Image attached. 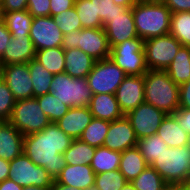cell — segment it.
<instances>
[{
	"mask_svg": "<svg viewBox=\"0 0 190 190\" xmlns=\"http://www.w3.org/2000/svg\"><path fill=\"white\" fill-rule=\"evenodd\" d=\"M72 141L55 123H50L44 130L24 136L23 153L55 179L67 165L63 153Z\"/></svg>",
	"mask_w": 190,
	"mask_h": 190,
	"instance_id": "1",
	"label": "cell"
},
{
	"mask_svg": "<svg viewBox=\"0 0 190 190\" xmlns=\"http://www.w3.org/2000/svg\"><path fill=\"white\" fill-rule=\"evenodd\" d=\"M132 13L138 37L144 41L169 34L172 13L161 0H139Z\"/></svg>",
	"mask_w": 190,
	"mask_h": 190,
	"instance_id": "2",
	"label": "cell"
},
{
	"mask_svg": "<svg viewBox=\"0 0 190 190\" xmlns=\"http://www.w3.org/2000/svg\"><path fill=\"white\" fill-rule=\"evenodd\" d=\"M145 103L151 104L166 114L179 108V85L162 70H148L144 83Z\"/></svg>",
	"mask_w": 190,
	"mask_h": 190,
	"instance_id": "3",
	"label": "cell"
},
{
	"mask_svg": "<svg viewBox=\"0 0 190 190\" xmlns=\"http://www.w3.org/2000/svg\"><path fill=\"white\" fill-rule=\"evenodd\" d=\"M150 166L168 185L178 186L190 177V145L168 147Z\"/></svg>",
	"mask_w": 190,
	"mask_h": 190,
	"instance_id": "4",
	"label": "cell"
},
{
	"mask_svg": "<svg viewBox=\"0 0 190 190\" xmlns=\"http://www.w3.org/2000/svg\"><path fill=\"white\" fill-rule=\"evenodd\" d=\"M61 47L64 50L79 48L95 60L109 58L111 50L103 27L71 31L63 36Z\"/></svg>",
	"mask_w": 190,
	"mask_h": 190,
	"instance_id": "5",
	"label": "cell"
},
{
	"mask_svg": "<svg viewBox=\"0 0 190 190\" xmlns=\"http://www.w3.org/2000/svg\"><path fill=\"white\" fill-rule=\"evenodd\" d=\"M50 92L70 108L88 107L93 95L87 78L71 77L65 72L53 75Z\"/></svg>",
	"mask_w": 190,
	"mask_h": 190,
	"instance_id": "6",
	"label": "cell"
},
{
	"mask_svg": "<svg viewBox=\"0 0 190 190\" xmlns=\"http://www.w3.org/2000/svg\"><path fill=\"white\" fill-rule=\"evenodd\" d=\"M109 57L126 75H144L148 71L142 38H132L115 45Z\"/></svg>",
	"mask_w": 190,
	"mask_h": 190,
	"instance_id": "7",
	"label": "cell"
},
{
	"mask_svg": "<svg viewBox=\"0 0 190 190\" xmlns=\"http://www.w3.org/2000/svg\"><path fill=\"white\" fill-rule=\"evenodd\" d=\"M9 122L24 136L42 131L51 123L36 98L16 100Z\"/></svg>",
	"mask_w": 190,
	"mask_h": 190,
	"instance_id": "8",
	"label": "cell"
},
{
	"mask_svg": "<svg viewBox=\"0 0 190 190\" xmlns=\"http://www.w3.org/2000/svg\"><path fill=\"white\" fill-rule=\"evenodd\" d=\"M8 178L22 187L37 186L47 189L52 187L54 181L44 167L34 164L25 153L10 161Z\"/></svg>",
	"mask_w": 190,
	"mask_h": 190,
	"instance_id": "9",
	"label": "cell"
},
{
	"mask_svg": "<svg viewBox=\"0 0 190 190\" xmlns=\"http://www.w3.org/2000/svg\"><path fill=\"white\" fill-rule=\"evenodd\" d=\"M127 75L111 58L97 60L87 75L92 94H115Z\"/></svg>",
	"mask_w": 190,
	"mask_h": 190,
	"instance_id": "10",
	"label": "cell"
},
{
	"mask_svg": "<svg viewBox=\"0 0 190 190\" xmlns=\"http://www.w3.org/2000/svg\"><path fill=\"white\" fill-rule=\"evenodd\" d=\"M181 46L171 34L145 40L144 51L148 70L165 71Z\"/></svg>",
	"mask_w": 190,
	"mask_h": 190,
	"instance_id": "11",
	"label": "cell"
},
{
	"mask_svg": "<svg viewBox=\"0 0 190 190\" xmlns=\"http://www.w3.org/2000/svg\"><path fill=\"white\" fill-rule=\"evenodd\" d=\"M167 114L155 106L142 103L126 114L137 139L155 135L162 120Z\"/></svg>",
	"mask_w": 190,
	"mask_h": 190,
	"instance_id": "12",
	"label": "cell"
},
{
	"mask_svg": "<svg viewBox=\"0 0 190 190\" xmlns=\"http://www.w3.org/2000/svg\"><path fill=\"white\" fill-rule=\"evenodd\" d=\"M30 38L36 51L60 47L64 34L52 16L33 17Z\"/></svg>",
	"mask_w": 190,
	"mask_h": 190,
	"instance_id": "13",
	"label": "cell"
},
{
	"mask_svg": "<svg viewBox=\"0 0 190 190\" xmlns=\"http://www.w3.org/2000/svg\"><path fill=\"white\" fill-rule=\"evenodd\" d=\"M2 79L16 100L33 98V85L28 63L4 65Z\"/></svg>",
	"mask_w": 190,
	"mask_h": 190,
	"instance_id": "14",
	"label": "cell"
},
{
	"mask_svg": "<svg viewBox=\"0 0 190 190\" xmlns=\"http://www.w3.org/2000/svg\"><path fill=\"white\" fill-rule=\"evenodd\" d=\"M144 75H127L118 86L115 96L121 112L126 115L145 102Z\"/></svg>",
	"mask_w": 190,
	"mask_h": 190,
	"instance_id": "15",
	"label": "cell"
},
{
	"mask_svg": "<svg viewBox=\"0 0 190 190\" xmlns=\"http://www.w3.org/2000/svg\"><path fill=\"white\" fill-rule=\"evenodd\" d=\"M138 139L126 115L110 122L103 146L114 151L124 152L137 146Z\"/></svg>",
	"mask_w": 190,
	"mask_h": 190,
	"instance_id": "16",
	"label": "cell"
},
{
	"mask_svg": "<svg viewBox=\"0 0 190 190\" xmlns=\"http://www.w3.org/2000/svg\"><path fill=\"white\" fill-rule=\"evenodd\" d=\"M110 48L115 45L138 37L133 19L132 8L109 18L103 25Z\"/></svg>",
	"mask_w": 190,
	"mask_h": 190,
	"instance_id": "17",
	"label": "cell"
},
{
	"mask_svg": "<svg viewBox=\"0 0 190 190\" xmlns=\"http://www.w3.org/2000/svg\"><path fill=\"white\" fill-rule=\"evenodd\" d=\"M92 119L89 107H71L55 124L72 139H79Z\"/></svg>",
	"mask_w": 190,
	"mask_h": 190,
	"instance_id": "18",
	"label": "cell"
},
{
	"mask_svg": "<svg viewBox=\"0 0 190 190\" xmlns=\"http://www.w3.org/2000/svg\"><path fill=\"white\" fill-rule=\"evenodd\" d=\"M96 174L90 165H69L67 164L58 176L55 182L86 190L95 184Z\"/></svg>",
	"mask_w": 190,
	"mask_h": 190,
	"instance_id": "19",
	"label": "cell"
},
{
	"mask_svg": "<svg viewBox=\"0 0 190 190\" xmlns=\"http://www.w3.org/2000/svg\"><path fill=\"white\" fill-rule=\"evenodd\" d=\"M1 58L3 65L28 63L35 59L36 50L30 36H12Z\"/></svg>",
	"mask_w": 190,
	"mask_h": 190,
	"instance_id": "20",
	"label": "cell"
},
{
	"mask_svg": "<svg viewBox=\"0 0 190 190\" xmlns=\"http://www.w3.org/2000/svg\"><path fill=\"white\" fill-rule=\"evenodd\" d=\"M24 150V135L9 121L0 127V158L8 162L21 155Z\"/></svg>",
	"mask_w": 190,
	"mask_h": 190,
	"instance_id": "21",
	"label": "cell"
},
{
	"mask_svg": "<svg viewBox=\"0 0 190 190\" xmlns=\"http://www.w3.org/2000/svg\"><path fill=\"white\" fill-rule=\"evenodd\" d=\"M93 118L114 121L121 118V112L115 94H93L88 106Z\"/></svg>",
	"mask_w": 190,
	"mask_h": 190,
	"instance_id": "22",
	"label": "cell"
},
{
	"mask_svg": "<svg viewBox=\"0 0 190 190\" xmlns=\"http://www.w3.org/2000/svg\"><path fill=\"white\" fill-rule=\"evenodd\" d=\"M65 54V73L71 77L87 78L95 60L79 48L64 50Z\"/></svg>",
	"mask_w": 190,
	"mask_h": 190,
	"instance_id": "23",
	"label": "cell"
},
{
	"mask_svg": "<svg viewBox=\"0 0 190 190\" xmlns=\"http://www.w3.org/2000/svg\"><path fill=\"white\" fill-rule=\"evenodd\" d=\"M156 134L171 148L190 145V135L183 131L173 114L164 117Z\"/></svg>",
	"mask_w": 190,
	"mask_h": 190,
	"instance_id": "24",
	"label": "cell"
},
{
	"mask_svg": "<svg viewBox=\"0 0 190 190\" xmlns=\"http://www.w3.org/2000/svg\"><path fill=\"white\" fill-rule=\"evenodd\" d=\"M148 164L137 147L125 150L121 154L119 171L127 182L133 181Z\"/></svg>",
	"mask_w": 190,
	"mask_h": 190,
	"instance_id": "25",
	"label": "cell"
},
{
	"mask_svg": "<svg viewBox=\"0 0 190 190\" xmlns=\"http://www.w3.org/2000/svg\"><path fill=\"white\" fill-rule=\"evenodd\" d=\"M165 71L179 86L188 81L190 79V47L181 46Z\"/></svg>",
	"mask_w": 190,
	"mask_h": 190,
	"instance_id": "26",
	"label": "cell"
},
{
	"mask_svg": "<svg viewBox=\"0 0 190 190\" xmlns=\"http://www.w3.org/2000/svg\"><path fill=\"white\" fill-rule=\"evenodd\" d=\"M122 152L111 150L107 147H97L90 166L95 174L119 170Z\"/></svg>",
	"mask_w": 190,
	"mask_h": 190,
	"instance_id": "27",
	"label": "cell"
},
{
	"mask_svg": "<svg viewBox=\"0 0 190 190\" xmlns=\"http://www.w3.org/2000/svg\"><path fill=\"white\" fill-rule=\"evenodd\" d=\"M5 25L11 36H29L33 16L26 10L2 12Z\"/></svg>",
	"mask_w": 190,
	"mask_h": 190,
	"instance_id": "28",
	"label": "cell"
},
{
	"mask_svg": "<svg viewBox=\"0 0 190 190\" xmlns=\"http://www.w3.org/2000/svg\"><path fill=\"white\" fill-rule=\"evenodd\" d=\"M28 67L33 85V98L49 93L53 74L35 59L28 62Z\"/></svg>",
	"mask_w": 190,
	"mask_h": 190,
	"instance_id": "29",
	"label": "cell"
},
{
	"mask_svg": "<svg viewBox=\"0 0 190 190\" xmlns=\"http://www.w3.org/2000/svg\"><path fill=\"white\" fill-rule=\"evenodd\" d=\"M35 60L53 75L65 72V54L61 46L36 51Z\"/></svg>",
	"mask_w": 190,
	"mask_h": 190,
	"instance_id": "30",
	"label": "cell"
},
{
	"mask_svg": "<svg viewBox=\"0 0 190 190\" xmlns=\"http://www.w3.org/2000/svg\"><path fill=\"white\" fill-rule=\"evenodd\" d=\"M96 147L82 142L80 139H73L70 147L63 153L66 164L69 165H90Z\"/></svg>",
	"mask_w": 190,
	"mask_h": 190,
	"instance_id": "31",
	"label": "cell"
},
{
	"mask_svg": "<svg viewBox=\"0 0 190 190\" xmlns=\"http://www.w3.org/2000/svg\"><path fill=\"white\" fill-rule=\"evenodd\" d=\"M182 46L190 47V12H176L171 15L170 32Z\"/></svg>",
	"mask_w": 190,
	"mask_h": 190,
	"instance_id": "32",
	"label": "cell"
},
{
	"mask_svg": "<svg viewBox=\"0 0 190 190\" xmlns=\"http://www.w3.org/2000/svg\"><path fill=\"white\" fill-rule=\"evenodd\" d=\"M136 147L145 158L146 163L151 165L169 146L159 135L155 134L139 139Z\"/></svg>",
	"mask_w": 190,
	"mask_h": 190,
	"instance_id": "33",
	"label": "cell"
},
{
	"mask_svg": "<svg viewBox=\"0 0 190 190\" xmlns=\"http://www.w3.org/2000/svg\"><path fill=\"white\" fill-rule=\"evenodd\" d=\"M109 126L110 121L93 118L79 139L96 148L103 146Z\"/></svg>",
	"mask_w": 190,
	"mask_h": 190,
	"instance_id": "34",
	"label": "cell"
},
{
	"mask_svg": "<svg viewBox=\"0 0 190 190\" xmlns=\"http://www.w3.org/2000/svg\"><path fill=\"white\" fill-rule=\"evenodd\" d=\"M36 99L51 123L57 122L70 109V107L62 103L58 97H55L52 92L38 96Z\"/></svg>",
	"mask_w": 190,
	"mask_h": 190,
	"instance_id": "35",
	"label": "cell"
},
{
	"mask_svg": "<svg viewBox=\"0 0 190 190\" xmlns=\"http://www.w3.org/2000/svg\"><path fill=\"white\" fill-rule=\"evenodd\" d=\"M136 190H165L168 184L161 175L148 165L133 181Z\"/></svg>",
	"mask_w": 190,
	"mask_h": 190,
	"instance_id": "36",
	"label": "cell"
},
{
	"mask_svg": "<svg viewBox=\"0 0 190 190\" xmlns=\"http://www.w3.org/2000/svg\"><path fill=\"white\" fill-rule=\"evenodd\" d=\"M82 28H100L103 23L99 16H96L94 5L90 0H75L74 5Z\"/></svg>",
	"mask_w": 190,
	"mask_h": 190,
	"instance_id": "37",
	"label": "cell"
},
{
	"mask_svg": "<svg viewBox=\"0 0 190 190\" xmlns=\"http://www.w3.org/2000/svg\"><path fill=\"white\" fill-rule=\"evenodd\" d=\"M127 180L119 170L97 174L94 186L98 190H120Z\"/></svg>",
	"mask_w": 190,
	"mask_h": 190,
	"instance_id": "38",
	"label": "cell"
},
{
	"mask_svg": "<svg viewBox=\"0 0 190 190\" xmlns=\"http://www.w3.org/2000/svg\"><path fill=\"white\" fill-rule=\"evenodd\" d=\"M53 18L64 35L71 31L83 29L75 7L54 15Z\"/></svg>",
	"mask_w": 190,
	"mask_h": 190,
	"instance_id": "39",
	"label": "cell"
},
{
	"mask_svg": "<svg viewBox=\"0 0 190 190\" xmlns=\"http://www.w3.org/2000/svg\"><path fill=\"white\" fill-rule=\"evenodd\" d=\"M96 12V16H99L103 25L108 21L109 18L125 12L129 8L125 6L116 5L113 0H90Z\"/></svg>",
	"mask_w": 190,
	"mask_h": 190,
	"instance_id": "40",
	"label": "cell"
},
{
	"mask_svg": "<svg viewBox=\"0 0 190 190\" xmlns=\"http://www.w3.org/2000/svg\"><path fill=\"white\" fill-rule=\"evenodd\" d=\"M16 99L14 98L8 85L0 80V118L9 121L13 112Z\"/></svg>",
	"mask_w": 190,
	"mask_h": 190,
	"instance_id": "41",
	"label": "cell"
},
{
	"mask_svg": "<svg viewBox=\"0 0 190 190\" xmlns=\"http://www.w3.org/2000/svg\"><path fill=\"white\" fill-rule=\"evenodd\" d=\"M27 11L33 17L50 16V0H28Z\"/></svg>",
	"mask_w": 190,
	"mask_h": 190,
	"instance_id": "42",
	"label": "cell"
},
{
	"mask_svg": "<svg viewBox=\"0 0 190 190\" xmlns=\"http://www.w3.org/2000/svg\"><path fill=\"white\" fill-rule=\"evenodd\" d=\"M173 115L183 131L190 135V109L178 108Z\"/></svg>",
	"mask_w": 190,
	"mask_h": 190,
	"instance_id": "43",
	"label": "cell"
},
{
	"mask_svg": "<svg viewBox=\"0 0 190 190\" xmlns=\"http://www.w3.org/2000/svg\"><path fill=\"white\" fill-rule=\"evenodd\" d=\"M75 5V0H50V16L60 14Z\"/></svg>",
	"mask_w": 190,
	"mask_h": 190,
	"instance_id": "44",
	"label": "cell"
},
{
	"mask_svg": "<svg viewBox=\"0 0 190 190\" xmlns=\"http://www.w3.org/2000/svg\"><path fill=\"white\" fill-rule=\"evenodd\" d=\"M28 0H2V12L23 11L27 9Z\"/></svg>",
	"mask_w": 190,
	"mask_h": 190,
	"instance_id": "45",
	"label": "cell"
},
{
	"mask_svg": "<svg viewBox=\"0 0 190 190\" xmlns=\"http://www.w3.org/2000/svg\"><path fill=\"white\" fill-rule=\"evenodd\" d=\"M171 13L190 12V0H161Z\"/></svg>",
	"mask_w": 190,
	"mask_h": 190,
	"instance_id": "46",
	"label": "cell"
},
{
	"mask_svg": "<svg viewBox=\"0 0 190 190\" xmlns=\"http://www.w3.org/2000/svg\"><path fill=\"white\" fill-rule=\"evenodd\" d=\"M179 108L190 109V79L179 86Z\"/></svg>",
	"mask_w": 190,
	"mask_h": 190,
	"instance_id": "47",
	"label": "cell"
},
{
	"mask_svg": "<svg viewBox=\"0 0 190 190\" xmlns=\"http://www.w3.org/2000/svg\"><path fill=\"white\" fill-rule=\"evenodd\" d=\"M11 33L9 32L7 26L5 25L4 21H0V59L2 58L5 50L6 44L11 40Z\"/></svg>",
	"mask_w": 190,
	"mask_h": 190,
	"instance_id": "48",
	"label": "cell"
},
{
	"mask_svg": "<svg viewBox=\"0 0 190 190\" xmlns=\"http://www.w3.org/2000/svg\"><path fill=\"white\" fill-rule=\"evenodd\" d=\"M0 190H24V187L18 185L12 179L7 178L0 183Z\"/></svg>",
	"mask_w": 190,
	"mask_h": 190,
	"instance_id": "49",
	"label": "cell"
},
{
	"mask_svg": "<svg viewBox=\"0 0 190 190\" xmlns=\"http://www.w3.org/2000/svg\"><path fill=\"white\" fill-rule=\"evenodd\" d=\"M10 162L0 158V183L8 178Z\"/></svg>",
	"mask_w": 190,
	"mask_h": 190,
	"instance_id": "50",
	"label": "cell"
},
{
	"mask_svg": "<svg viewBox=\"0 0 190 190\" xmlns=\"http://www.w3.org/2000/svg\"><path fill=\"white\" fill-rule=\"evenodd\" d=\"M50 190H82V189L72 188L70 186L60 184V183L53 181V184H52V187L50 188Z\"/></svg>",
	"mask_w": 190,
	"mask_h": 190,
	"instance_id": "51",
	"label": "cell"
},
{
	"mask_svg": "<svg viewBox=\"0 0 190 190\" xmlns=\"http://www.w3.org/2000/svg\"><path fill=\"white\" fill-rule=\"evenodd\" d=\"M116 5L132 8L139 0H113Z\"/></svg>",
	"mask_w": 190,
	"mask_h": 190,
	"instance_id": "52",
	"label": "cell"
},
{
	"mask_svg": "<svg viewBox=\"0 0 190 190\" xmlns=\"http://www.w3.org/2000/svg\"><path fill=\"white\" fill-rule=\"evenodd\" d=\"M178 187L181 190H190V177L186 179L184 182L180 183Z\"/></svg>",
	"mask_w": 190,
	"mask_h": 190,
	"instance_id": "53",
	"label": "cell"
},
{
	"mask_svg": "<svg viewBox=\"0 0 190 190\" xmlns=\"http://www.w3.org/2000/svg\"><path fill=\"white\" fill-rule=\"evenodd\" d=\"M120 190H136L131 182H127Z\"/></svg>",
	"mask_w": 190,
	"mask_h": 190,
	"instance_id": "54",
	"label": "cell"
},
{
	"mask_svg": "<svg viewBox=\"0 0 190 190\" xmlns=\"http://www.w3.org/2000/svg\"><path fill=\"white\" fill-rule=\"evenodd\" d=\"M24 190H50V189L41 188V187H37V186H27V187H24Z\"/></svg>",
	"mask_w": 190,
	"mask_h": 190,
	"instance_id": "55",
	"label": "cell"
},
{
	"mask_svg": "<svg viewBox=\"0 0 190 190\" xmlns=\"http://www.w3.org/2000/svg\"><path fill=\"white\" fill-rule=\"evenodd\" d=\"M165 190H181L178 186L168 185Z\"/></svg>",
	"mask_w": 190,
	"mask_h": 190,
	"instance_id": "56",
	"label": "cell"
},
{
	"mask_svg": "<svg viewBox=\"0 0 190 190\" xmlns=\"http://www.w3.org/2000/svg\"><path fill=\"white\" fill-rule=\"evenodd\" d=\"M3 63H2V61H1V59H0V80L2 79V74H3Z\"/></svg>",
	"mask_w": 190,
	"mask_h": 190,
	"instance_id": "57",
	"label": "cell"
},
{
	"mask_svg": "<svg viewBox=\"0 0 190 190\" xmlns=\"http://www.w3.org/2000/svg\"><path fill=\"white\" fill-rule=\"evenodd\" d=\"M2 18H3V13H2L1 3H0V21L2 20Z\"/></svg>",
	"mask_w": 190,
	"mask_h": 190,
	"instance_id": "58",
	"label": "cell"
},
{
	"mask_svg": "<svg viewBox=\"0 0 190 190\" xmlns=\"http://www.w3.org/2000/svg\"><path fill=\"white\" fill-rule=\"evenodd\" d=\"M86 190H98V189L95 186H93V187H90V188H88Z\"/></svg>",
	"mask_w": 190,
	"mask_h": 190,
	"instance_id": "59",
	"label": "cell"
},
{
	"mask_svg": "<svg viewBox=\"0 0 190 190\" xmlns=\"http://www.w3.org/2000/svg\"><path fill=\"white\" fill-rule=\"evenodd\" d=\"M4 122H5V120H3L2 118H0V127L3 125Z\"/></svg>",
	"mask_w": 190,
	"mask_h": 190,
	"instance_id": "60",
	"label": "cell"
}]
</instances>
